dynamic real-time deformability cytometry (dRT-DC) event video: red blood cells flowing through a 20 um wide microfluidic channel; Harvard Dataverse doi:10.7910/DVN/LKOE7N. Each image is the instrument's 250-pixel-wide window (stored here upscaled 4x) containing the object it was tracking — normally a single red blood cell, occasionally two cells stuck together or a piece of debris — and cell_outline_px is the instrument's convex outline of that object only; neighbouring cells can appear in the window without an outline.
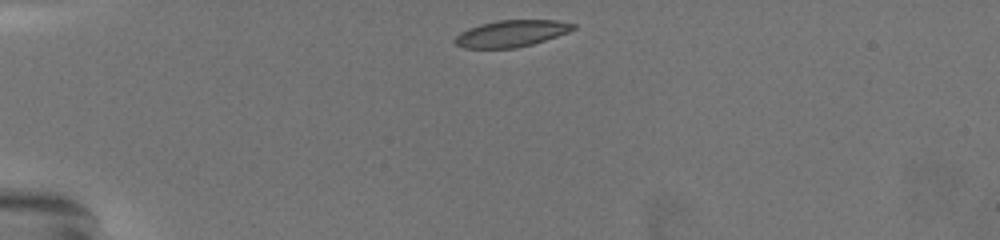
{"species": "common noctule bat (a hibernating species)", "species_latin": "Nyctalus noctula", "temperature_condition": "warm", "stored_images_in_passage": 43, "camera_frame_rate_fps": 3000, "um_per_image_px": 0.085, "animal": {"sex": "female", "body_mass_g": 19.5, "forearm_length_mm": 54.1}, "frame": {"image": 1, "passage_image": 1, "time_ms": 0.0, "image_size_px": [1000, 240], "cell_outline_px": [[576, 28], [568, 32], [532, 44], [516, 48], [464, 48], [456, 44], [452, 40], [460, 32], [468, 28], [480, 24], [496, 20], [556, 20], [576, 24]], "centroid_in_image_um": [43.44, 2.84], "position_along_channel_um": 41.6, "area_um2": 18.38}}
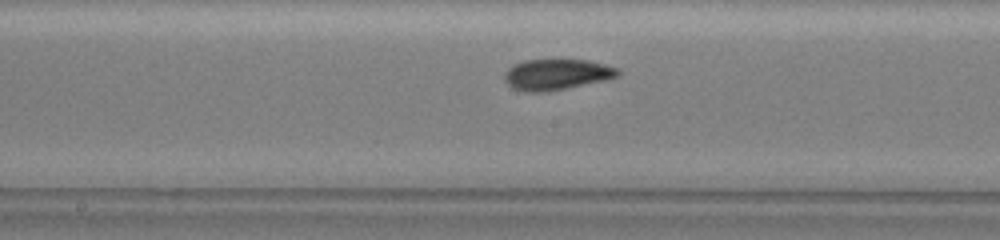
{"frame": {"image": 2, "passage_image": 22, "time_ms": 7.0, "image_size_px": [1000, 240], "cell_outline_px": [[620, 76], [604, 80], [548, 92], [524, 92], [512, 88], [504, 80], [504, 72], [508, 68], [524, 60], [588, 60], [620, 68]], "centroid_in_image_um": [47.31, 6.34], "position_along_channel_um": 200.9, "area_um2": 20.46}}
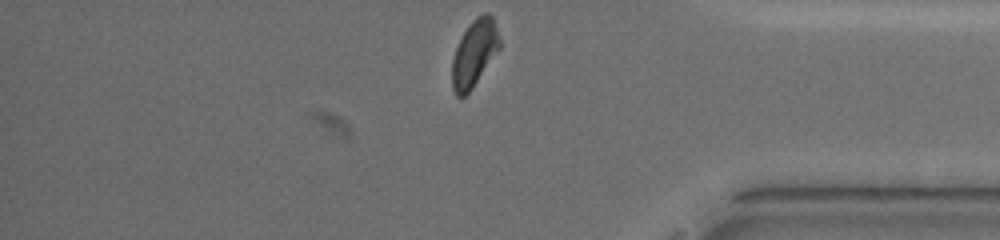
{"frame": {"image": 3, "passage_image": 43, "time_ms": 14.0, "image_size_px": [1000, 240], "cell_outline_px": [[500, 48], [472, 88], [464, 96], [456, 96], [452, 88], [452, 60], [456, 48], [464, 32], [472, 20], [476, 16], [484, 12], [488, 12], [492, 16], [500, 40]], "centroid_in_image_um": [40.31, 4.51], "position_along_channel_um": 394.9, "area_um2": 18.21}, "authors_computed_cell_mechanics": {"area_um2": 19.8254, "velocity_mm_per_s": 2.9932, "shape_relaxation_time_tau1_ms": 3.6151, "shape_relaxation_time_tau2_ms": 2.3647, "deformation_change_tau1": 0.1471, "deformation_change_tau2": 0.0709}}